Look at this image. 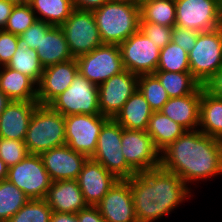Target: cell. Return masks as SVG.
I'll return each instance as SVG.
<instances>
[{
  "label": "cell",
  "instance_id": "cell-12",
  "mask_svg": "<svg viewBox=\"0 0 222 222\" xmlns=\"http://www.w3.org/2000/svg\"><path fill=\"white\" fill-rule=\"evenodd\" d=\"M175 26L196 32L221 27L219 0H175Z\"/></svg>",
  "mask_w": 222,
  "mask_h": 222
},
{
  "label": "cell",
  "instance_id": "cell-21",
  "mask_svg": "<svg viewBox=\"0 0 222 222\" xmlns=\"http://www.w3.org/2000/svg\"><path fill=\"white\" fill-rule=\"evenodd\" d=\"M44 200L57 212L77 213L88 207L77 180L52 182Z\"/></svg>",
  "mask_w": 222,
  "mask_h": 222
},
{
  "label": "cell",
  "instance_id": "cell-42",
  "mask_svg": "<svg viewBox=\"0 0 222 222\" xmlns=\"http://www.w3.org/2000/svg\"><path fill=\"white\" fill-rule=\"evenodd\" d=\"M203 87L211 95L222 98V67L203 85Z\"/></svg>",
  "mask_w": 222,
  "mask_h": 222
},
{
  "label": "cell",
  "instance_id": "cell-40",
  "mask_svg": "<svg viewBox=\"0 0 222 222\" xmlns=\"http://www.w3.org/2000/svg\"><path fill=\"white\" fill-rule=\"evenodd\" d=\"M51 27L52 25L44 21L37 20L19 37L23 39L31 49L36 50L42 41V34H46Z\"/></svg>",
  "mask_w": 222,
  "mask_h": 222
},
{
  "label": "cell",
  "instance_id": "cell-52",
  "mask_svg": "<svg viewBox=\"0 0 222 222\" xmlns=\"http://www.w3.org/2000/svg\"><path fill=\"white\" fill-rule=\"evenodd\" d=\"M219 4H220V21L222 26V0H219Z\"/></svg>",
  "mask_w": 222,
  "mask_h": 222
},
{
  "label": "cell",
  "instance_id": "cell-13",
  "mask_svg": "<svg viewBox=\"0 0 222 222\" xmlns=\"http://www.w3.org/2000/svg\"><path fill=\"white\" fill-rule=\"evenodd\" d=\"M124 69L137 74H153L158 66L160 48L140 30L119 45Z\"/></svg>",
  "mask_w": 222,
  "mask_h": 222
},
{
  "label": "cell",
  "instance_id": "cell-33",
  "mask_svg": "<svg viewBox=\"0 0 222 222\" xmlns=\"http://www.w3.org/2000/svg\"><path fill=\"white\" fill-rule=\"evenodd\" d=\"M156 71L190 73L188 53L171 41L160 49Z\"/></svg>",
  "mask_w": 222,
  "mask_h": 222
},
{
  "label": "cell",
  "instance_id": "cell-45",
  "mask_svg": "<svg viewBox=\"0 0 222 222\" xmlns=\"http://www.w3.org/2000/svg\"><path fill=\"white\" fill-rule=\"evenodd\" d=\"M14 5L8 0H0V29H4Z\"/></svg>",
  "mask_w": 222,
  "mask_h": 222
},
{
  "label": "cell",
  "instance_id": "cell-3",
  "mask_svg": "<svg viewBox=\"0 0 222 222\" xmlns=\"http://www.w3.org/2000/svg\"><path fill=\"white\" fill-rule=\"evenodd\" d=\"M93 14L103 44L119 45L139 31L141 17L138 5L108 1Z\"/></svg>",
  "mask_w": 222,
  "mask_h": 222
},
{
  "label": "cell",
  "instance_id": "cell-15",
  "mask_svg": "<svg viewBox=\"0 0 222 222\" xmlns=\"http://www.w3.org/2000/svg\"><path fill=\"white\" fill-rule=\"evenodd\" d=\"M137 90L138 75L127 70L100 84L98 86V97L101 115L113 119Z\"/></svg>",
  "mask_w": 222,
  "mask_h": 222
},
{
  "label": "cell",
  "instance_id": "cell-43",
  "mask_svg": "<svg viewBox=\"0 0 222 222\" xmlns=\"http://www.w3.org/2000/svg\"><path fill=\"white\" fill-rule=\"evenodd\" d=\"M76 214L79 222H106L96 206H88Z\"/></svg>",
  "mask_w": 222,
  "mask_h": 222
},
{
  "label": "cell",
  "instance_id": "cell-8",
  "mask_svg": "<svg viewBox=\"0 0 222 222\" xmlns=\"http://www.w3.org/2000/svg\"><path fill=\"white\" fill-rule=\"evenodd\" d=\"M60 27L75 59L103 44L91 11L74 9Z\"/></svg>",
  "mask_w": 222,
  "mask_h": 222
},
{
  "label": "cell",
  "instance_id": "cell-46",
  "mask_svg": "<svg viewBox=\"0 0 222 222\" xmlns=\"http://www.w3.org/2000/svg\"><path fill=\"white\" fill-rule=\"evenodd\" d=\"M50 222H79L76 213L53 211Z\"/></svg>",
  "mask_w": 222,
  "mask_h": 222
},
{
  "label": "cell",
  "instance_id": "cell-25",
  "mask_svg": "<svg viewBox=\"0 0 222 222\" xmlns=\"http://www.w3.org/2000/svg\"><path fill=\"white\" fill-rule=\"evenodd\" d=\"M0 90L11 101H37V84L27 75L7 66L0 68Z\"/></svg>",
  "mask_w": 222,
  "mask_h": 222
},
{
  "label": "cell",
  "instance_id": "cell-24",
  "mask_svg": "<svg viewBox=\"0 0 222 222\" xmlns=\"http://www.w3.org/2000/svg\"><path fill=\"white\" fill-rule=\"evenodd\" d=\"M152 114L150 105L137 90L113 119L125 129L147 131Z\"/></svg>",
  "mask_w": 222,
  "mask_h": 222
},
{
  "label": "cell",
  "instance_id": "cell-5",
  "mask_svg": "<svg viewBox=\"0 0 222 222\" xmlns=\"http://www.w3.org/2000/svg\"><path fill=\"white\" fill-rule=\"evenodd\" d=\"M188 58L190 73L204 85L222 67V26L199 32Z\"/></svg>",
  "mask_w": 222,
  "mask_h": 222
},
{
  "label": "cell",
  "instance_id": "cell-2",
  "mask_svg": "<svg viewBox=\"0 0 222 222\" xmlns=\"http://www.w3.org/2000/svg\"><path fill=\"white\" fill-rule=\"evenodd\" d=\"M127 181L138 222H155L193 196L178 175L162 167L136 173Z\"/></svg>",
  "mask_w": 222,
  "mask_h": 222
},
{
  "label": "cell",
  "instance_id": "cell-16",
  "mask_svg": "<svg viewBox=\"0 0 222 222\" xmlns=\"http://www.w3.org/2000/svg\"><path fill=\"white\" fill-rule=\"evenodd\" d=\"M77 73L78 64L75 58L44 68L37 84L38 104L49 105L69 88Z\"/></svg>",
  "mask_w": 222,
  "mask_h": 222
},
{
  "label": "cell",
  "instance_id": "cell-44",
  "mask_svg": "<svg viewBox=\"0 0 222 222\" xmlns=\"http://www.w3.org/2000/svg\"><path fill=\"white\" fill-rule=\"evenodd\" d=\"M109 0H72L74 9L91 11L98 9Z\"/></svg>",
  "mask_w": 222,
  "mask_h": 222
},
{
  "label": "cell",
  "instance_id": "cell-20",
  "mask_svg": "<svg viewBox=\"0 0 222 222\" xmlns=\"http://www.w3.org/2000/svg\"><path fill=\"white\" fill-rule=\"evenodd\" d=\"M37 101H11L0 115V137L24 141Z\"/></svg>",
  "mask_w": 222,
  "mask_h": 222
},
{
  "label": "cell",
  "instance_id": "cell-31",
  "mask_svg": "<svg viewBox=\"0 0 222 222\" xmlns=\"http://www.w3.org/2000/svg\"><path fill=\"white\" fill-rule=\"evenodd\" d=\"M141 20L148 23L174 27L175 0H154L140 6Z\"/></svg>",
  "mask_w": 222,
  "mask_h": 222
},
{
  "label": "cell",
  "instance_id": "cell-38",
  "mask_svg": "<svg viewBox=\"0 0 222 222\" xmlns=\"http://www.w3.org/2000/svg\"><path fill=\"white\" fill-rule=\"evenodd\" d=\"M139 30L150 40H153L160 49L171 42L173 27L148 23L140 19Z\"/></svg>",
  "mask_w": 222,
  "mask_h": 222
},
{
  "label": "cell",
  "instance_id": "cell-35",
  "mask_svg": "<svg viewBox=\"0 0 222 222\" xmlns=\"http://www.w3.org/2000/svg\"><path fill=\"white\" fill-rule=\"evenodd\" d=\"M52 213L44 199H29L7 222H50Z\"/></svg>",
  "mask_w": 222,
  "mask_h": 222
},
{
  "label": "cell",
  "instance_id": "cell-17",
  "mask_svg": "<svg viewBox=\"0 0 222 222\" xmlns=\"http://www.w3.org/2000/svg\"><path fill=\"white\" fill-rule=\"evenodd\" d=\"M52 182L76 180L88 157L72 150L68 145L52 148L40 154Z\"/></svg>",
  "mask_w": 222,
  "mask_h": 222
},
{
  "label": "cell",
  "instance_id": "cell-10",
  "mask_svg": "<svg viewBox=\"0 0 222 222\" xmlns=\"http://www.w3.org/2000/svg\"><path fill=\"white\" fill-rule=\"evenodd\" d=\"M7 179L29 199H44L52 180L40 155L28 154L22 161L8 168Z\"/></svg>",
  "mask_w": 222,
  "mask_h": 222
},
{
  "label": "cell",
  "instance_id": "cell-26",
  "mask_svg": "<svg viewBox=\"0 0 222 222\" xmlns=\"http://www.w3.org/2000/svg\"><path fill=\"white\" fill-rule=\"evenodd\" d=\"M198 129L210 137L222 139V98L208 93L203 85Z\"/></svg>",
  "mask_w": 222,
  "mask_h": 222
},
{
  "label": "cell",
  "instance_id": "cell-49",
  "mask_svg": "<svg viewBox=\"0 0 222 222\" xmlns=\"http://www.w3.org/2000/svg\"><path fill=\"white\" fill-rule=\"evenodd\" d=\"M11 4L14 6L18 5H29L31 3V0H8Z\"/></svg>",
  "mask_w": 222,
  "mask_h": 222
},
{
  "label": "cell",
  "instance_id": "cell-51",
  "mask_svg": "<svg viewBox=\"0 0 222 222\" xmlns=\"http://www.w3.org/2000/svg\"><path fill=\"white\" fill-rule=\"evenodd\" d=\"M150 1H154V0H138V6L140 7L142 4H145Z\"/></svg>",
  "mask_w": 222,
  "mask_h": 222
},
{
  "label": "cell",
  "instance_id": "cell-11",
  "mask_svg": "<svg viewBox=\"0 0 222 222\" xmlns=\"http://www.w3.org/2000/svg\"><path fill=\"white\" fill-rule=\"evenodd\" d=\"M109 119L103 115L89 114L65 116L66 145L91 158L95 153L101 129Z\"/></svg>",
  "mask_w": 222,
  "mask_h": 222
},
{
  "label": "cell",
  "instance_id": "cell-9",
  "mask_svg": "<svg viewBox=\"0 0 222 222\" xmlns=\"http://www.w3.org/2000/svg\"><path fill=\"white\" fill-rule=\"evenodd\" d=\"M76 61L78 72L97 86L125 70L117 44H102Z\"/></svg>",
  "mask_w": 222,
  "mask_h": 222
},
{
  "label": "cell",
  "instance_id": "cell-37",
  "mask_svg": "<svg viewBox=\"0 0 222 222\" xmlns=\"http://www.w3.org/2000/svg\"><path fill=\"white\" fill-rule=\"evenodd\" d=\"M28 154L24 141L0 137V158L8 168L22 161Z\"/></svg>",
  "mask_w": 222,
  "mask_h": 222
},
{
  "label": "cell",
  "instance_id": "cell-19",
  "mask_svg": "<svg viewBox=\"0 0 222 222\" xmlns=\"http://www.w3.org/2000/svg\"><path fill=\"white\" fill-rule=\"evenodd\" d=\"M76 180L88 206H96L119 179L88 158Z\"/></svg>",
  "mask_w": 222,
  "mask_h": 222
},
{
  "label": "cell",
  "instance_id": "cell-36",
  "mask_svg": "<svg viewBox=\"0 0 222 222\" xmlns=\"http://www.w3.org/2000/svg\"><path fill=\"white\" fill-rule=\"evenodd\" d=\"M37 20L30 4L14 6L4 30L20 36Z\"/></svg>",
  "mask_w": 222,
  "mask_h": 222
},
{
  "label": "cell",
  "instance_id": "cell-50",
  "mask_svg": "<svg viewBox=\"0 0 222 222\" xmlns=\"http://www.w3.org/2000/svg\"><path fill=\"white\" fill-rule=\"evenodd\" d=\"M113 2H120V3H128L131 5H138V0H109Z\"/></svg>",
  "mask_w": 222,
  "mask_h": 222
},
{
  "label": "cell",
  "instance_id": "cell-18",
  "mask_svg": "<svg viewBox=\"0 0 222 222\" xmlns=\"http://www.w3.org/2000/svg\"><path fill=\"white\" fill-rule=\"evenodd\" d=\"M96 207L106 222H138L127 180H118Z\"/></svg>",
  "mask_w": 222,
  "mask_h": 222
},
{
  "label": "cell",
  "instance_id": "cell-22",
  "mask_svg": "<svg viewBox=\"0 0 222 222\" xmlns=\"http://www.w3.org/2000/svg\"><path fill=\"white\" fill-rule=\"evenodd\" d=\"M201 95L202 85L192 94L169 98L160 112L186 130H196L199 126Z\"/></svg>",
  "mask_w": 222,
  "mask_h": 222
},
{
  "label": "cell",
  "instance_id": "cell-39",
  "mask_svg": "<svg viewBox=\"0 0 222 222\" xmlns=\"http://www.w3.org/2000/svg\"><path fill=\"white\" fill-rule=\"evenodd\" d=\"M18 36L0 29V68L6 66L17 49Z\"/></svg>",
  "mask_w": 222,
  "mask_h": 222
},
{
  "label": "cell",
  "instance_id": "cell-23",
  "mask_svg": "<svg viewBox=\"0 0 222 222\" xmlns=\"http://www.w3.org/2000/svg\"><path fill=\"white\" fill-rule=\"evenodd\" d=\"M36 52L43 68L74 59L60 26H52L46 34H42Z\"/></svg>",
  "mask_w": 222,
  "mask_h": 222
},
{
  "label": "cell",
  "instance_id": "cell-47",
  "mask_svg": "<svg viewBox=\"0 0 222 222\" xmlns=\"http://www.w3.org/2000/svg\"><path fill=\"white\" fill-rule=\"evenodd\" d=\"M11 99L0 90V115L4 112Z\"/></svg>",
  "mask_w": 222,
  "mask_h": 222
},
{
  "label": "cell",
  "instance_id": "cell-41",
  "mask_svg": "<svg viewBox=\"0 0 222 222\" xmlns=\"http://www.w3.org/2000/svg\"><path fill=\"white\" fill-rule=\"evenodd\" d=\"M199 32L174 26L171 41L189 53L195 46Z\"/></svg>",
  "mask_w": 222,
  "mask_h": 222
},
{
  "label": "cell",
  "instance_id": "cell-6",
  "mask_svg": "<svg viewBox=\"0 0 222 222\" xmlns=\"http://www.w3.org/2000/svg\"><path fill=\"white\" fill-rule=\"evenodd\" d=\"M123 127L114 119H109L98 136L92 160L103 165L119 180L130 179L136 172L127 164L121 148Z\"/></svg>",
  "mask_w": 222,
  "mask_h": 222
},
{
  "label": "cell",
  "instance_id": "cell-48",
  "mask_svg": "<svg viewBox=\"0 0 222 222\" xmlns=\"http://www.w3.org/2000/svg\"><path fill=\"white\" fill-rule=\"evenodd\" d=\"M7 176H8V167L0 158V182H2L3 180H6Z\"/></svg>",
  "mask_w": 222,
  "mask_h": 222
},
{
  "label": "cell",
  "instance_id": "cell-1",
  "mask_svg": "<svg viewBox=\"0 0 222 222\" xmlns=\"http://www.w3.org/2000/svg\"><path fill=\"white\" fill-rule=\"evenodd\" d=\"M160 167L189 182L222 174V142L199 129L186 130L160 152Z\"/></svg>",
  "mask_w": 222,
  "mask_h": 222
},
{
  "label": "cell",
  "instance_id": "cell-28",
  "mask_svg": "<svg viewBox=\"0 0 222 222\" xmlns=\"http://www.w3.org/2000/svg\"><path fill=\"white\" fill-rule=\"evenodd\" d=\"M17 45L15 54L6 66L27 75L38 84L44 68L39 61L36 50L31 49L19 36Z\"/></svg>",
  "mask_w": 222,
  "mask_h": 222
},
{
  "label": "cell",
  "instance_id": "cell-30",
  "mask_svg": "<svg viewBox=\"0 0 222 222\" xmlns=\"http://www.w3.org/2000/svg\"><path fill=\"white\" fill-rule=\"evenodd\" d=\"M153 74L158 78L169 98L192 94L200 86L191 73L155 71Z\"/></svg>",
  "mask_w": 222,
  "mask_h": 222
},
{
  "label": "cell",
  "instance_id": "cell-14",
  "mask_svg": "<svg viewBox=\"0 0 222 222\" xmlns=\"http://www.w3.org/2000/svg\"><path fill=\"white\" fill-rule=\"evenodd\" d=\"M121 148L127 164L136 173L160 167V151L147 131L123 128Z\"/></svg>",
  "mask_w": 222,
  "mask_h": 222
},
{
  "label": "cell",
  "instance_id": "cell-32",
  "mask_svg": "<svg viewBox=\"0 0 222 222\" xmlns=\"http://www.w3.org/2000/svg\"><path fill=\"white\" fill-rule=\"evenodd\" d=\"M29 198L8 179L0 182V222H7Z\"/></svg>",
  "mask_w": 222,
  "mask_h": 222
},
{
  "label": "cell",
  "instance_id": "cell-27",
  "mask_svg": "<svg viewBox=\"0 0 222 222\" xmlns=\"http://www.w3.org/2000/svg\"><path fill=\"white\" fill-rule=\"evenodd\" d=\"M185 131V128L160 111L153 112L147 128V133L151 136L155 147L160 152Z\"/></svg>",
  "mask_w": 222,
  "mask_h": 222
},
{
  "label": "cell",
  "instance_id": "cell-34",
  "mask_svg": "<svg viewBox=\"0 0 222 222\" xmlns=\"http://www.w3.org/2000/svg\"><path fill=\"white\" fill-rule=\"evenodd\" d=\"M138 90L153 112L160 111L169 100L166 90L154 74L138 75Z\"/></svg>",
  "mask_w": 222,
  "mask_h": 222
},
{
  "label": "cell",
  "instance_id": "cell-4",
  "mask_svg": "<svg viewBox=\"0 0 222 222\" xmlns=\"http://www.w3.org/2000/svg\"><path fill=\"white\" fill-rule=\"evenodd\" d=\"M24 143L29 154L36 155L66 145L65 117L49 105H38L30 119Z\"/></svg>",
  "mask_w": 222,
  "mask_h": 222
},
{
  "label": "cell",
  "instance_id": "cell-29",
  "mask_svg": "<svg viewBox=\"0 0 222 222\" xmlns=\"http://www.w3.org/2000/svg\"><path fill=\"white\" fill-rule=\"evenodd\" d=\"M37 19L52 26H61L74 10L72 0H31Z\"/></svg>",
  "mask_w": 222,
  "mask_h": 222
},
{
  "label": "cell",
  "instance_id": "cell-7",
  "mask_svg": "<svg viewBox=\"0 0 222 222\" xmlns=\"http://www.w3.org/2000/svg\"><path fill=\"white\" fill-rule=\"evenodd\" d=\"M49 106L64 117L74 114L101 115L98 86L78 72L69 88L56 97Z\"/></svg>",
  "mask_w": 222,
  "mask_h": 222
}]
</instances>
